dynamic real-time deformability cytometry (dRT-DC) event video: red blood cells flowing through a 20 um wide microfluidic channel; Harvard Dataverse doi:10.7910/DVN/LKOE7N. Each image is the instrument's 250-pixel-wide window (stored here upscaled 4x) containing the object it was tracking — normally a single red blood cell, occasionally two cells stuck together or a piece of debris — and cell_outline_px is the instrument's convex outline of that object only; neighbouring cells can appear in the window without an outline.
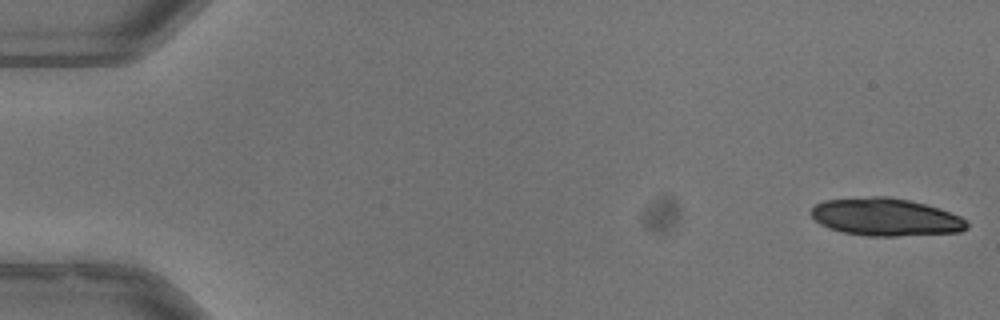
{"species": "common noctule bat (a hibernating species)", "species_latin": "Nyctalus noctula", "temperature_condition": "warm", "stored_images_in_passage": 18, "camera_frame_rate_fps": 3000, "um_per_image_px": 0.085, "animal": {"sex": "male", "body_mass_g": 13.3}, "frame": {"image": 1, "passage_image": 1, "time_ms": 0.0, "image_size_px": [1000, 320], "cell_outline_px": [[968, 228], [960, 232], [896, 236], [864, 236], [844, 232], [828, 228], [820, 224], [812, 216], [812, 208], [816, 204], [824, 200], [872, 196], [888, 196], [908, 200], [924, 204], [960, 216], [968, 224]], "centroid_in_image_um": [75.26, 18.45], "position_along_channel_um": 9.7, "area_um2": 33.99}}